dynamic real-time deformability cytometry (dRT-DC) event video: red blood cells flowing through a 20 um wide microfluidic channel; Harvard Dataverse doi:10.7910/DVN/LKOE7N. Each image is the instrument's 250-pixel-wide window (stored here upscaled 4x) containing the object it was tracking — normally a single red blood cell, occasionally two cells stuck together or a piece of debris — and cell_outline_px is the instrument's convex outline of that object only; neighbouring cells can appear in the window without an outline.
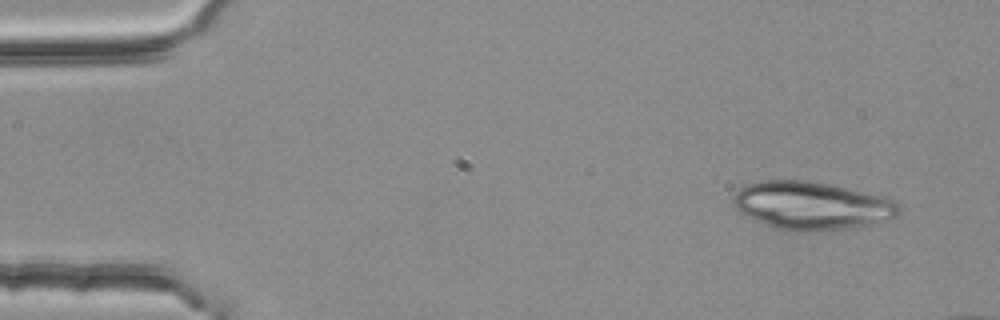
{"species": "common noctule bat (a hibernating species)", "species_latin": "Nyctalus noctula", "temperature_condition": "room temperature", "stored_images_in_passage": 4, "camera_frame_rate_fps": 3000, "um_per_image_px": 0.085, "animal": {"sex": "female", "body_mass_g": 25.1}, "frame": {"image": 1, "passage_image": 1, "time_ms": 0.0, "image_size_px": [1000, 320], "cell_outline_px": [[900, 212], [896, 216], [872, 224], [844, 228], [808, 232], [788, 232], [764, 224], [740, 212], [732, 204], [732, 200], [736, 192], [740, 188], [748, 184], [760, 180], [808, 180], [888, 196], [896, 200], [900, 204]], "centroid_in_image_um": [69.01, 17.47], "position_along_channel_um": 16.0, "area_um2": 46.7}}